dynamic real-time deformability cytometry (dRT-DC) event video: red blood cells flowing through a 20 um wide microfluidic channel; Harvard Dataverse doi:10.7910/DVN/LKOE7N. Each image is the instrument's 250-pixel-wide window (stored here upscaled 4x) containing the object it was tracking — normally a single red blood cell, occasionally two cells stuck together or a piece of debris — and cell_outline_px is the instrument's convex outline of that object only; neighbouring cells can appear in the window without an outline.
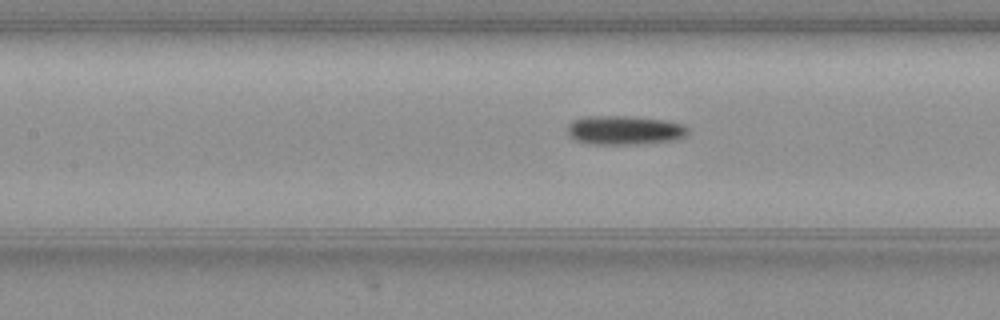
{"species": "common noctule bat (a hibernating species)", "species_latin": "Nyctalus noctula", "temperature_condition": "warm", "stored_images_in_passage": 53, "camera_frame_rate_fps": 3000, "um_per_image_px": 0.085, "animal": {"sex": "female", "body_mass_g": 19.3, "forearm_length_mm": 54.1}, "frame": {"image": 1, "passage_image": 23, "time_ms": 7.333, "image_size_px": [1000, 320], "cell_outline_px": [[688, 132], [684, 136], [676, 140], [640, 144], [592, 144], [576, 140], [568, 132], [568, 124], [572, 120], [584, 116], [632, 116], [668, 120], [684, 124], [688, 128]], "centroid_in_image_um": [53.12, 11.05], "position_along_channel_um": 154.3, "area_um2": 20.58}}
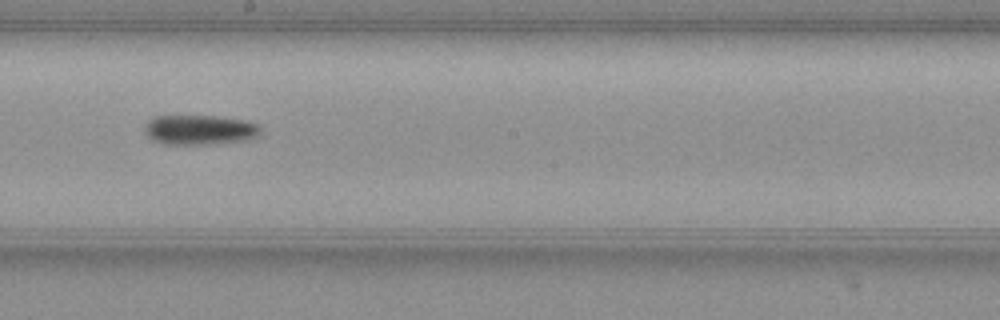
{"frame": {"image": 2, "passage_image": 29, "time_ms": 9.333, "image_size_px": [1000, 320], "cell_outline_px": [[256, 136], [244, 140], [208, 144], [160, 144], [152, 140], [148, 136], [144, 128], [148, 120], [156, 116], [216, 116], [244, 120], [256, 124]], "centroid_in_image_um": [16.86, 11.03], "position_along_channel_um": 231.3, "area_um2": 19.71}}
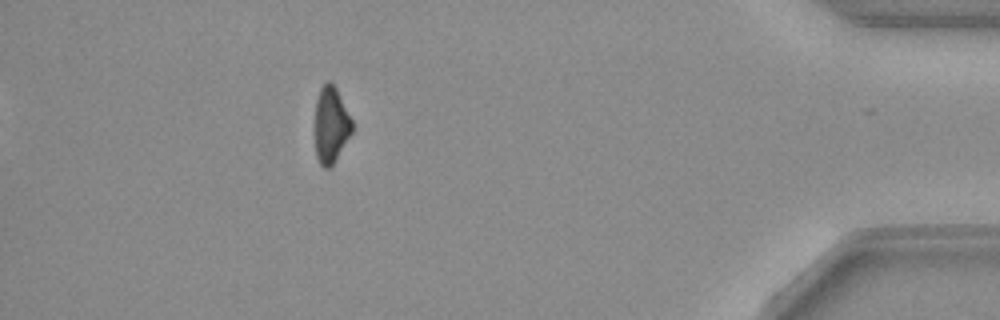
{"frame": {"image": 3, "passage_image": 47, "time_ms": 15.333, "image_size_px": [1000, 320], "cell_outline_px": [[352, 132], [332, 164], [328, 168], [324, 168], [320, 164], [316, 156], [312, 128], [316, 100], [320, 88], [324, 80], [328, 80], [336, 88], [352, 120]], "centroid_in_image_um": [28.06, 10.59], "position_along_channel_um": 407.1, "area_um2": 16.94}, "authors_computed_cell_mechanics": {"area_um2": 18.3804, "velocity_mm_per_s": 3.8645, "shape_relaxation_time_tau1_ms": 4.8221, "shape_relaxation_time_tau2_ms": null, "deformation_change_tau1": 0.1401, "deformation_change_tau2": null}}